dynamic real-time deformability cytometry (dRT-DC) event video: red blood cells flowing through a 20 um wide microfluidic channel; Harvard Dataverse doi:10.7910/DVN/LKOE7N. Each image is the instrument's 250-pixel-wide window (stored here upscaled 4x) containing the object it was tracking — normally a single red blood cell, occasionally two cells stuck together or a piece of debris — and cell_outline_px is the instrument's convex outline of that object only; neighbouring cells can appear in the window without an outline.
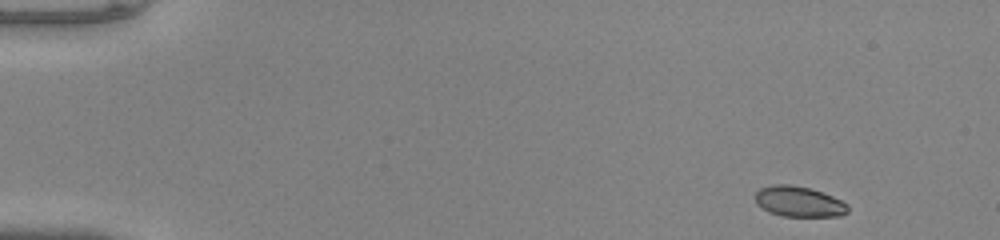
{"species": "common noctule bat (a hibernating species)", "species_latin": "Nyctalus noctula", "temperature_condition": "warm", "stored_images_in_passage": 47, "camera_frame_rate_fps": 3000, "um_per_image_px": 0.085, "animal": {"sex": "male", "body_mass_g": 20.0, "forearm_length_mm": 53.3}, "frame": {"image": 1, "passage_image": 1, "time_ms": 0.0, "image_size_px": [1000, 240], "cell_outline_px": [[848, 212], [840, 216], [784, 216], [768, 212], [756, 204], [756, 192], [760, 188], [772, 184], [792, 184], [808, 188], [832, 196], [848, 204]], "centroid_in_image_um": [67.88, 17.13], "position_along_channel_um": 17.1, "area_um2": 16.42}}
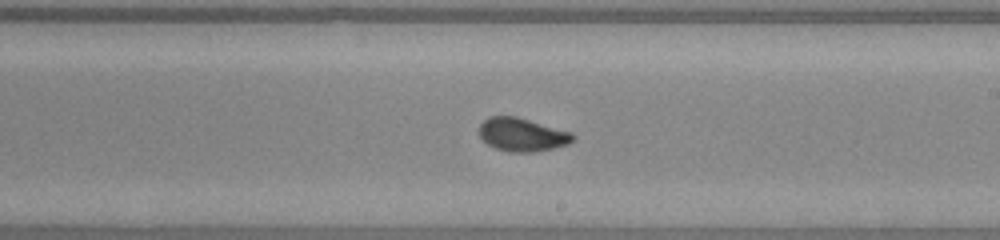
{"frame": {"image": 2, "passage_image": 27, "time_ms": 8.667, "image_size_px": [1000, 240], "cell_outline_px": [[576, 136], [568, 144], [552, 148], [532, 152], [508, 152], [496, 148], [488, 144], [480, 136], [480, 124], [488, 116], [516, 116], [572, 132]], "centroid_in_image_um": [44.38, 11.44], "position_along_channel_um": 244.6, "area_um2": 18.09}}
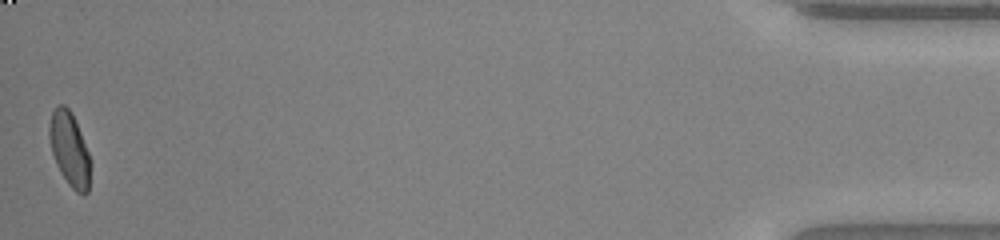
{"frame": {"image": 3, "passage_image": 47, "time_ms": 15.333, "image_size_px": [1000, 240], "cell_outline_px": [[92, 160], [88, 192], [84, 196], [76, 192], [68, 184], [60, 172], [56, 164], [52, 152], [48, 136], [48, 128], [52, 112], [60, 104], [64, 104], [72, 112]], "centroid_in_image_um": [5.93, 12.71], "position_along_channel_um": 429.3, "area_um2": 18.03}, "authors_computed_cell_mechanics": {"area_um2": 17.9758, "velocity_mm_per_s": 4.0844, "shape_relaxation_time_tau1_ms": 4.0843, "shape_relaxation_time_tau2_ms": null, "deformation_change_tau1": 0.1424, "deformation_change_tau2": null}}